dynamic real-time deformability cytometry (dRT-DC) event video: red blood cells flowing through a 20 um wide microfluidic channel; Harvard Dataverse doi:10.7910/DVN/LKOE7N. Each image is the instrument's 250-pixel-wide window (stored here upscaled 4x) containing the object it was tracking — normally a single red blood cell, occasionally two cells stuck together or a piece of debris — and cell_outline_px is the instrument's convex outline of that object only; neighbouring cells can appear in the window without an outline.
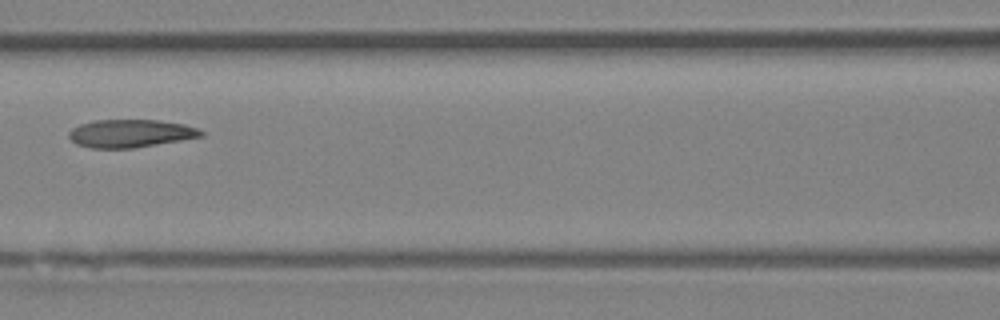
{"species": "Egyptian fruit bat (a non-hibernating species)", "species_latin": "Rousettus aegyptiacus", "temperature_condition": "room temperature", "stored_images_in_passage": 7, "camera_frame_rate_fps": 3000, "um_per_image_px": 0.085, "animal": {"sex": "female"}, "frame": {"image": 1, "passage_image": 6, "time_ms": 6.667, "image_size_px": [1000, 320], "cell_outline_px": [[204, 136], [132, 148], [88, 148], [76, 144], [68, 136], [68, 132], [72, 128], [80, 124], [92, 120], [160, 120], [184, 124], [196, 128], [204, 132]], "centroid_in_image_um": [11.05, 11.33], "position_along_channel_um": 155.5, "area_um2": 21.5}}
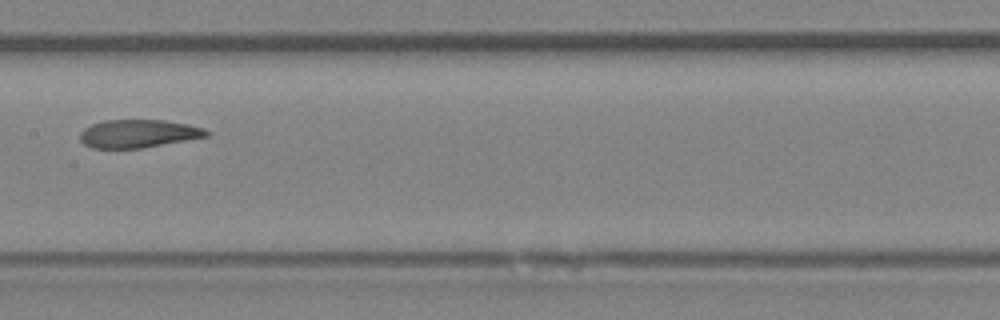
{"frame": {"image": 2, "passage_image": 7, "time_ms": 7.667, "image_size_px": [1000, 320], "cell_outline_px": [[212, 132], [208, 136], [144, 148], [92, 148], [84, 144], [80, 140], [80, 132], [84, 128], [92, 124], [104, 120], [164, 120], [188, 124], [204, 128]], "centroid_in_image_um": [11.77, 11.36], "position_along_channel_um": 195.6, "area_um2": 20.81}}